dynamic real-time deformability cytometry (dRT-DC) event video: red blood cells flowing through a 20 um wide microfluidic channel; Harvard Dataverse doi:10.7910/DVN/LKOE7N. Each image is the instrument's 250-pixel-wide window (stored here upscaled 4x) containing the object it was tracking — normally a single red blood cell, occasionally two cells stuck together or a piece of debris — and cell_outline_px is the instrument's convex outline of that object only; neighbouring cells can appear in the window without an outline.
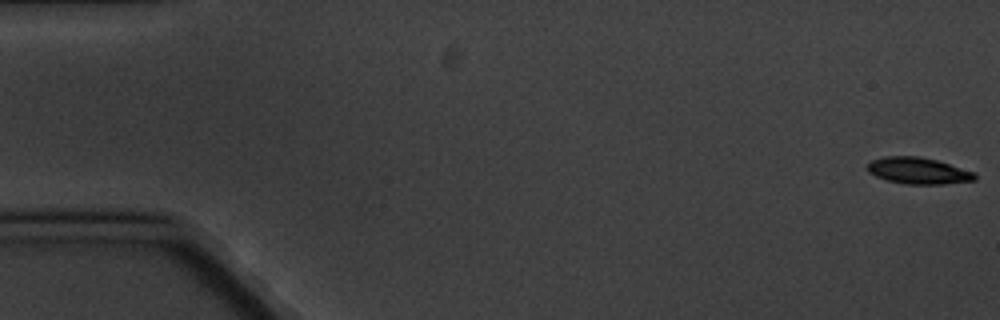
{"species": "common noctule bat (a hibernating species)", "species_latin": "Nyctalus noctula", "temperature_condition": "cold", "stored_images_in_passage": 7, "camera_frame_rate_fps": 3000, "um_per_image_px": 0.085, "animal": {"sex": "male", "body_mass_g": 20.1, "forearm_length_mm": 53.5}, "frame": {"image": 1, "passage_image": 1, "time_ms": 0.0, "image_size_px": [1000, 320], "cell_outline_px": [[976, 180], [944, 184], [904, 184], [888, 180], [876, 176], [868, 172], [868, 164], [872, 160], [884, 156], [920, 156], [936, 160], [976, 172]], "centroid_in_image_um": [78.07, 14.51], "position_along_channel_um": 6.9, "area_um2": 16.59}}
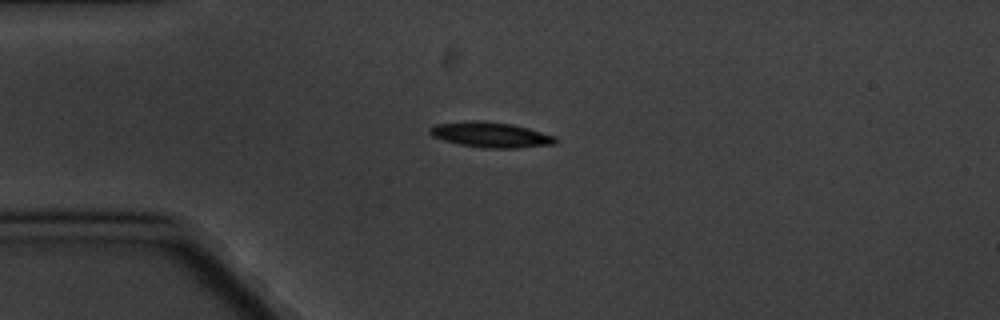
{"frame": {"image": 2, "passage_image": 5, "time_ms": 4.667, "image_size_px": [1000, 320], "cell_outline_px": [[556, 144], [516, 148], [484, 148], [460, 144], [444, 140], [432, 136], [428, 132], [428, 128], [436, 124], [472, 120], [484, 120], [512, 124], [528, 128], [556, 136]], "centroid_in_image_um": [41.7, 11.45], "position_along_channel_um": 43.3, "area_um2": 18.61}}